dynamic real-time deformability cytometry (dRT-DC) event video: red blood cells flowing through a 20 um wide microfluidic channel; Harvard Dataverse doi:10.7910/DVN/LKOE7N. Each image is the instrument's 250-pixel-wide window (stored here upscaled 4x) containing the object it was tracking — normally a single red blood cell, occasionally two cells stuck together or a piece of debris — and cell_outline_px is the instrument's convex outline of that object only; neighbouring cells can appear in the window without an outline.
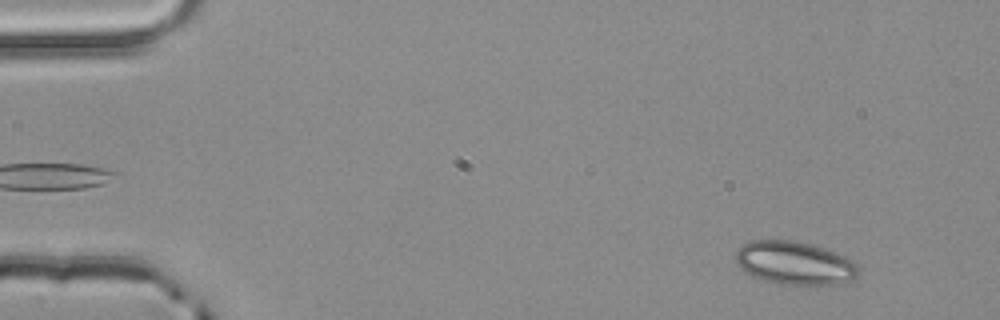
{"species": "common noctule bat (a hibernating species)", "species_latin": "Nyctalus noctula", "temperature_condition": "room temperature", "stored_images_in_passage": 3, "camera_frame_rate_fps": 3000, "um_per_image_px": 0.085, "animal": {"sex": "male", "body_mass_g": 20.4}, "frame": {"image": 1, "passage_image": 3, "time_ms": 0.667, "image_size_px": [1000, 320], "cell_outline_px": [[860, 272], [852, 280], [836, 284], [808, 288], [780, 284], [764, 280], [752, 276], [744, 272], [736, 264], [736, 252], [744, 244], [752, 240], [792, 240], [824, 248], [844, 256], [852, 260], [860, 268]], "centroid_in_image_um": [67.57, 22.41], "position_along_channel_um": 17.4, "area_um2": 31.62}}